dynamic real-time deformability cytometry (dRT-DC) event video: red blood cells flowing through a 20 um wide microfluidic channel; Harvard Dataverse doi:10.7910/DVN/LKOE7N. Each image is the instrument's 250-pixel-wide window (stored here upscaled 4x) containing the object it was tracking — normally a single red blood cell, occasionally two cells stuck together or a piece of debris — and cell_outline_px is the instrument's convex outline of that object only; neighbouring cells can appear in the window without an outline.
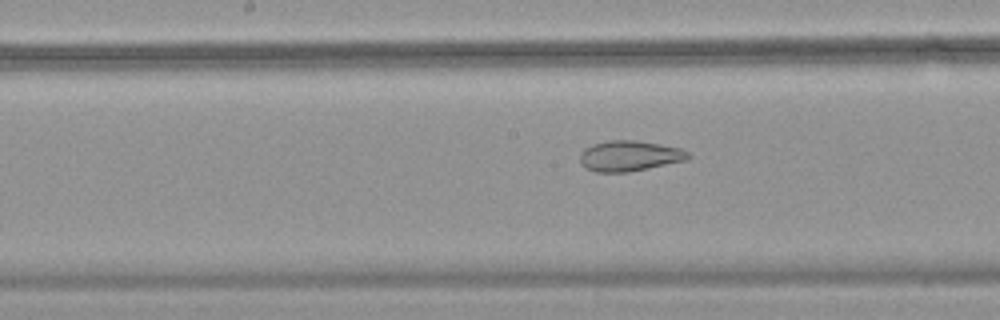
{"species": "common noctule bat (a hibernating species)", "species_latin": "Nyctalus noctula", "temperature_condition": "warm", "stored_images_in_passage": 40, "camera_frame_rate_fps": 3000, "um_per_image_px": 0.085, "animal": {"sex": "female", "body_mass_g": 18.4}, "frame": {"image": 1, "passage_image": 14, "time_ms": 4.333, "image_size_px": [1000, 320], "cell_outline_px": [[692, 156], [684, 160], [648, 168], [628, 172], [596, 172], [584, 168], [580, 164], [580, 152], [584, 148], [592, 144], [608, 140], [636, 140], [660, 144], [680, 148], [688, 152]], "centroid_in_image_um": [53.45, 13.25], "position_along_channel_um": 194.8, "area_um2": 19.31}}
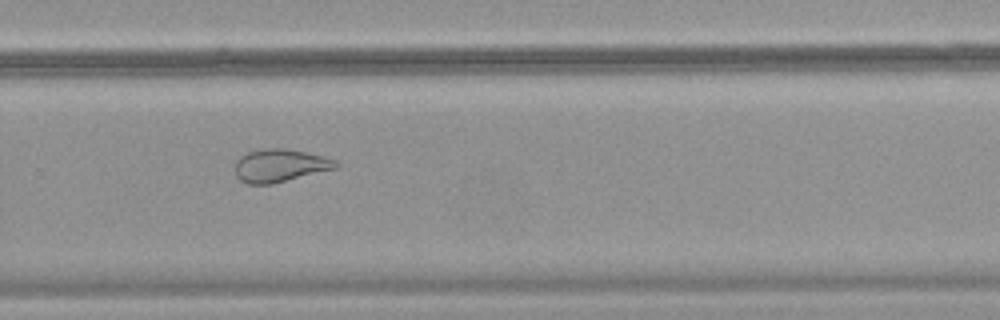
{"frame": {"image": 2, "passage_image": 23, "time_ms": 7.333, "image_size_px": [1000, 320], "cell_outline_px": [[340, 164], [336, 168], [272, 184], [248, 184], [240, 180], [236, 176], [236, 160], [240, 156], [248, 152], [264, 148], [284, 148], [304, 152], [336, 160]], "centroid_in_image_um": [23.77, 14.07], "position_along_channel_um": 306.0, "area_um2": 19.13}}
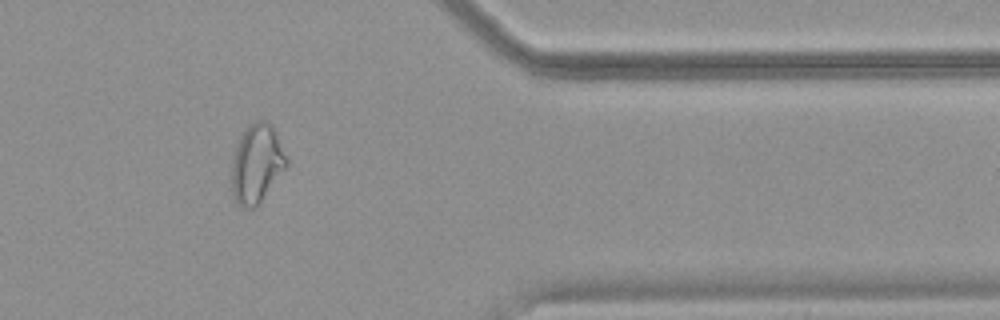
{"frame": {"image": 3, "passage_image": 31, "time_ms": 10.0, "image_size_px": [1000, 320], "cell_outline_px": [[288, 168], [256, 208], [248, 208], [236, 204], [232, 192], [232, 152], [240, 136], [248, 124], [256, 120], [268, 120], [272, 124], [288, 160]], "centroid_in_image_um": [21.83, 13.91], "position_along_channel_um": 389.6, "area_um2": 25.84}, "authors_computed_cell_mechanics": {"area_um2": 21.7039, "velocity_mm_per_s": 3.7311, "shape_relaxation_time_tau1_ms": null, "shape_relaxation_time_tau2_ms": 2.1765, "deformation_change_tau1": null, "deformation_change_tau2": 0.1007}}